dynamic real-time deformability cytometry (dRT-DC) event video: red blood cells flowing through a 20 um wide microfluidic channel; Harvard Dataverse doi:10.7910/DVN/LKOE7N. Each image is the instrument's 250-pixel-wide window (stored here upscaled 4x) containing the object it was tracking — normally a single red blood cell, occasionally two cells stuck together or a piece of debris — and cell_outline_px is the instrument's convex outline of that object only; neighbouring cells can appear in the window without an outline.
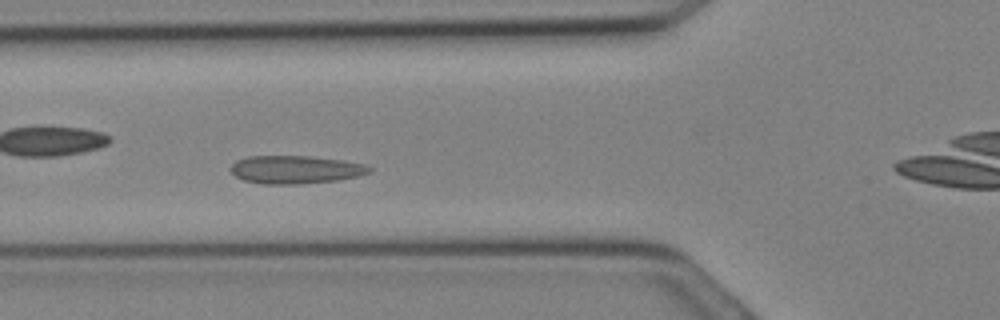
{"species": "Egyptian fruit bat (a non-hibernating species)", "species_latin": "Rousettus aegyptiacus", "temperature_condition": "cold", "stored_images_in_passage": 30, "camera_frame_rate_fps": 3000, "um_per_image_px": 0.085, "animal": {"sex": "female"}, "frame": {"image": 1, "passage_image": 9, "time_ms": 2.667, "image_size_px": [1000, 320], "cell_outline_px": [[372, 172], [360, 176], [336, 180], [296, 184], [264, 184], [244, 180], [236, 176], [232, 172], [232, 164], [236, 160], [248, 156], [308, 156], [340, 160], [364, 164], [372, 168]], "centroid_in_image_um": [25.13, 14.41], "position_along_channel_um": 100.7, "area_um2": 22.48}}
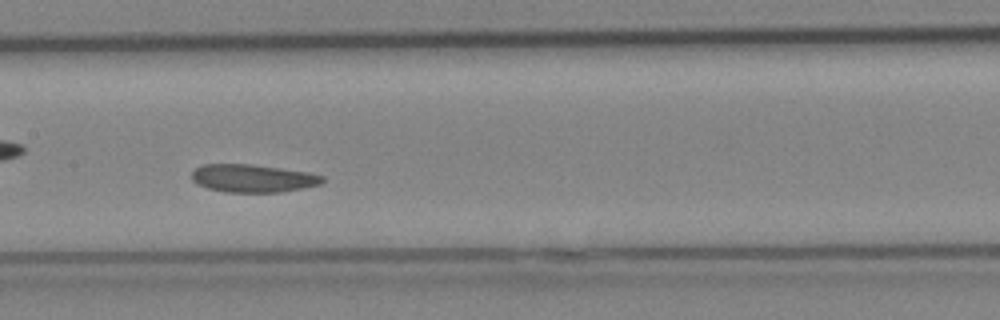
{"frame": {"image": 2, "passage_image": 13, "time_ms": 4.0, "image_size_px": [1000, 320], "cell_outline_px": [[324, 180], [320, 184], [280, 192], [224, 192], [208, 188], [192, 180], [192, 172], [196, 168], [204, 164], [252, 164], [308, 172], [324, 176]], "centroid_in_image_um": [21.49, 15.15], "position_along_channel_um": 185.9, "area_um2": 21.04}}